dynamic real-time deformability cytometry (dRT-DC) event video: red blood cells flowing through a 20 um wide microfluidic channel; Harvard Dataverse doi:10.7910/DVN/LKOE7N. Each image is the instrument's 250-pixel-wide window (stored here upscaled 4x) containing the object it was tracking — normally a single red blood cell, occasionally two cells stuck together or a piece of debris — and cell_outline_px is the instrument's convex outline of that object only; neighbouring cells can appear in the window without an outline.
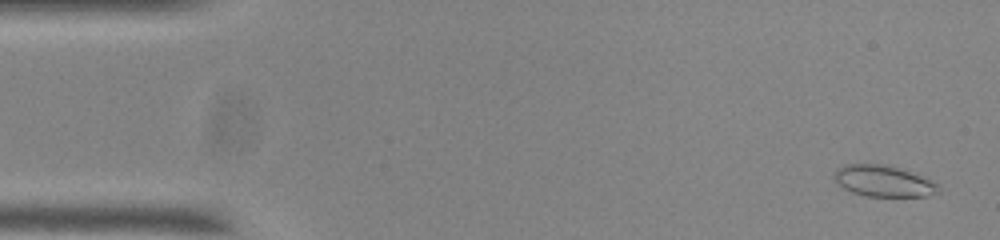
{"species": "common noctule bat (a hibernating species)", "species_latin": "Nyctalus noctula", "temperature_condition": "room temperature", "stored_images_in_passage": 54, "camera_frame_rate_fps": 3000, "um_per_image_px": 0.085, "animal": {"sex": "male", "body_mass_g": 20.0, "forearm_length_mm": 53.3}, "frame": {"image": 1, "passage_image": 2, "time_ms": 0.333, "image_size_px": [1000, 240], "cell_outline_px": [[940, 192], [928, 196], [864, 196], [852, 192], [844, 188], [832, 176], [836, 168], [844, 164], [884, 164], [920, 176], [936, 184], [940, 188]], "centroid_in_image_um": [75.04, 15.39], "position_along_channel_um": 10.0, "area_um2": 18.67}}
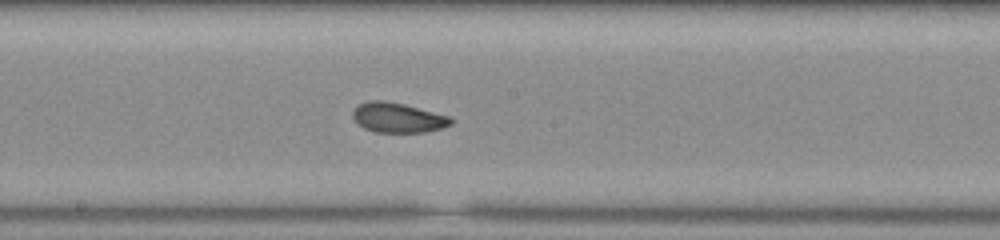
{"frame": {"image": 2, "passage_image": 28, "time_ms": 9.0, "image_size_px": [1000, 240], "cell_outline_px": [[452, 124], [440, 128], [424, 132], [376, 132], [364, 128], [352, 116], [352, 112], [356, 104], [368, 100], [384, 100], [404, 104], [452, 116]], "centroid_in_image_um": [33.81, 9.98], "position_along_channel_um": 214.4, "area_um2": 17.17}}
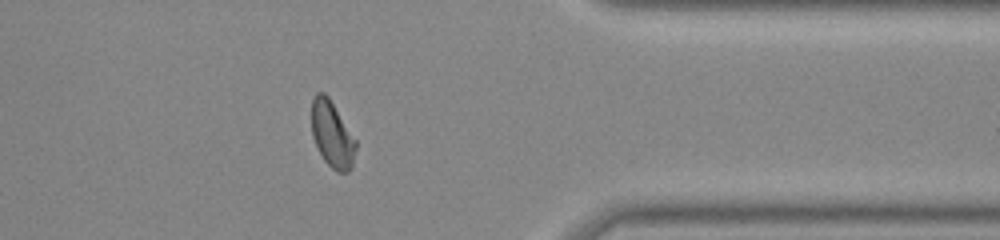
{"frame": {"image": 3, "passage_image": 43, "time_ms": 14.0, "image_size_px": [1000, 240], "cell_outline_px": [[356, 148], [352, 168], [348, 172], [336, 172], [324, 160], [312, 136], [312, 100], [316, 92], [324, 92], [328, 96], [356, 140]], "centroid_in_image_um": [28.24, 11.43], "position_along_channel_um": 383.2, "area_um2": 16.94}, "authors_computed_cell_mechanics": {"area_um2": 17.1666, "velocity_mm_per_s": 3.7175, "shape_relaxation_time_tau1_ms": 4.4932, "shape_relaxation_time_tau2_ms": 1.3408, "deformation_change_tau1": 0.1288, "deformation_change_tau2": 0.0609}}